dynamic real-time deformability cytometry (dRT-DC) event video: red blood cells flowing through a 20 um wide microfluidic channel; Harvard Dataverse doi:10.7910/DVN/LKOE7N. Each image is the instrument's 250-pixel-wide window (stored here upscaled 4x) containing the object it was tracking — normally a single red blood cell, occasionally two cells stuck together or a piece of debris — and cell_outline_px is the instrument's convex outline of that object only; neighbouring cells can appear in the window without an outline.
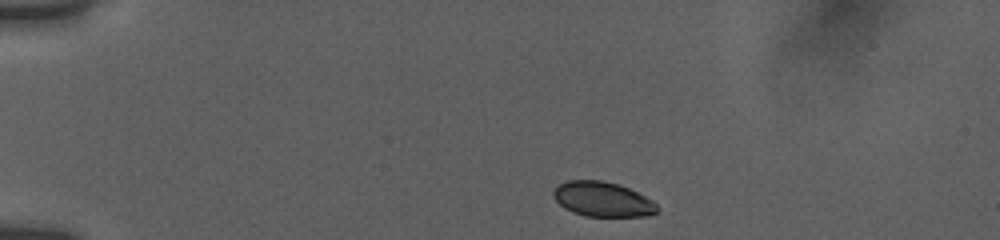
{"species": "human", "species_latin": "Homo sapiens", "temperature_condition": "room temperature", "stored_images_in_passage": 3, "camera_frame_rate_fps": 3000, "um_per_image_px": 0.085, "donor": {"sex": "female"}, "frame": {"image": 1, "passage_image": 1, "time_ms": 0.0, "image_size_px": [1000, 240], "cell_outline_px": [[660, 208], [656, 212], [648, 216], [584, 216], [572, 212], [564, 208], [552, 196], [552, 192], [560, 184], [568, 180], [600, 180], [616, 184], [628, 188], [652, 200]], "centroid_in_image_um": [51.21, 16.94], "position_along_channel_um": 33.8, "area_um2": 20.92}}